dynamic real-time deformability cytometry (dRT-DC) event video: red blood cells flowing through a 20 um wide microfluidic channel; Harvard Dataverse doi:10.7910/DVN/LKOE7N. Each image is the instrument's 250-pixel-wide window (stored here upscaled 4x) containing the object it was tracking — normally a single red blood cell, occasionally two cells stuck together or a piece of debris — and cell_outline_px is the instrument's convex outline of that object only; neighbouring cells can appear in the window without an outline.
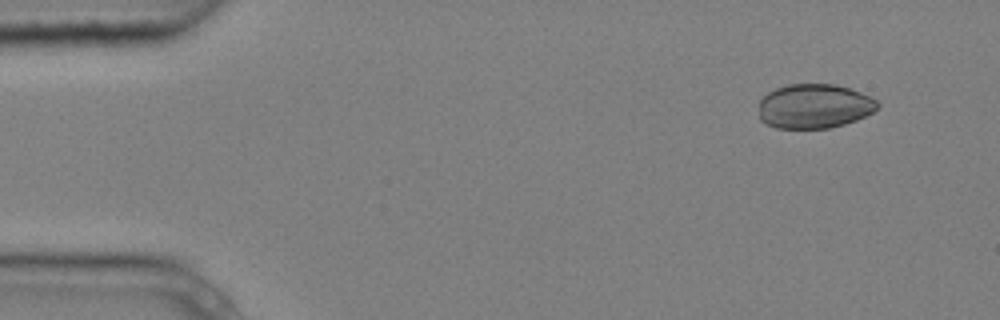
{"species": "common noctule bat (a hibernating species)", "species_latin": "Nyctalus noctula", "temperature_condition": "cold", "stored_images_in_passage": 4, "camera_frame_rate_fps": 3000, "um_per_image_px": 0.085, "animal": {"sex": "male", "body_mass_g": 20.4}, "frame": {"image": 1, "passage_image": 2, "time_ms": 0.333, "image_size_px": [1000, 320], "cell_outline_px": [[880, 104], [872, 112], [856, 120], [844, 124], [828, 128], [776, 128], [764, 124], [760, 120], [760, 100], [768, 92], [776, 88], [788, 84], [836, 84], [860, 92], [876, 100]], "centroid_in_image_um": [69.19, 9.03], "position_along_channel_um": 15.8, "area_um2": 30.69}}